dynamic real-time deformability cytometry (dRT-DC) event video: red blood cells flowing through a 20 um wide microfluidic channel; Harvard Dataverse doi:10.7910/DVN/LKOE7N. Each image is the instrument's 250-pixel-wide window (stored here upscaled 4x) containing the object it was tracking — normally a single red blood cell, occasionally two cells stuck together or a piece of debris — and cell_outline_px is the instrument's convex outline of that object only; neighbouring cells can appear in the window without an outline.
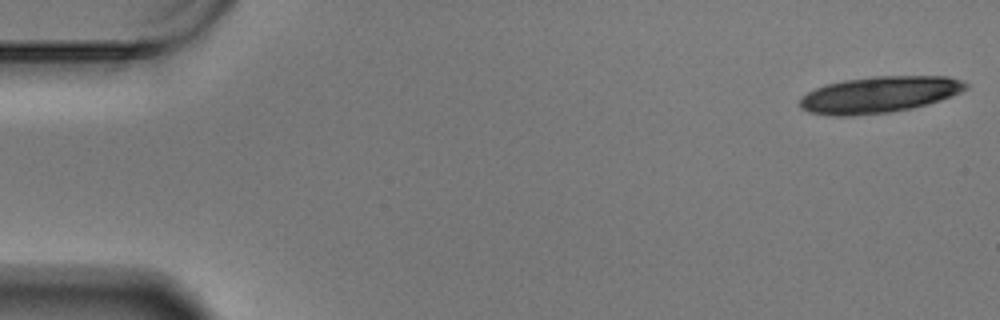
{"species": "Egyptian fruit bat (a non-hibernating species)", "species_latin": "Rousettus aegyptiacus", "temperature_condition": "warm", "stored_images_in_passage": 16, "camera_frame_rate_fps": 3000, "um_per_image_px": 0.085, "animal": {"sex": "male"}, "frame": {"image": 1, "passage_image": 1, "time_ms": 0.0, "image_size_px": [1000, 320], "cell_outline_px": [[968, 88], [952, 96], [940, 100], [912, 108], [892, 112], [852, 116], [832, 116], [808, 112], [800, 108], [800, 96], [824, 84], [844, 80], [872, 76], [948, 76], [964, 80], [968, 84]], "centroid_in_image_um": [74.73, 8.04], "position_along_channel_um": 10.3, "area_um2": 35.55}}